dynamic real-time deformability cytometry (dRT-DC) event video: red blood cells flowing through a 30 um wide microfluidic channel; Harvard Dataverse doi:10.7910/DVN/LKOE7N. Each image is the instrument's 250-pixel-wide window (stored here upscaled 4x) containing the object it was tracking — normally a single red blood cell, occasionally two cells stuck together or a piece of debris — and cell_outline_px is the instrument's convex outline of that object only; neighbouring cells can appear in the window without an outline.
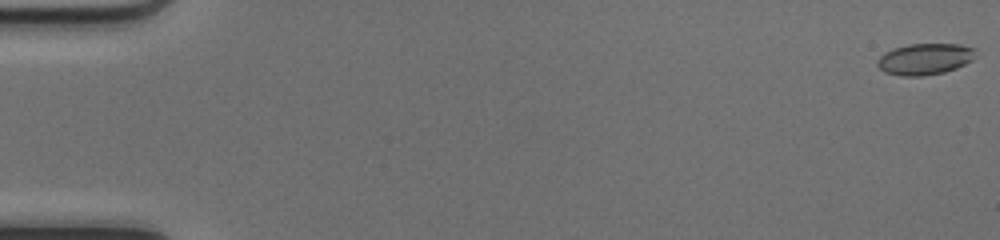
{"species": "common noctule bat (a hibernating species)", "species_latin": "Nyctalus noctula", "temperature_condition": "cold", "stored_images_in_passage": 12, "camera_frame_rate_fps": 3000, "um_per_image_px": 0.085, "animal": {"sex": "female", "body_mass_g": 17.0, "forearm_length_mm": 48.0}, "frame": {"image": 1, "passage_image": 1, "time_ms": 0.0, "image_size_px": [1000, 240], "cell_outline_px": [[976, 48], [972, 60], [956, 68], [944, 72], [924, 76], [900, 76], [884, 72], [876, 64], [876, 60], [884, 52], [892, 48], [908, 44], [960, 44]], "centroid_in_image_um": [78.57, 5.01], "position_along_channel_um": 6.4, "area_um2": 18.09}}